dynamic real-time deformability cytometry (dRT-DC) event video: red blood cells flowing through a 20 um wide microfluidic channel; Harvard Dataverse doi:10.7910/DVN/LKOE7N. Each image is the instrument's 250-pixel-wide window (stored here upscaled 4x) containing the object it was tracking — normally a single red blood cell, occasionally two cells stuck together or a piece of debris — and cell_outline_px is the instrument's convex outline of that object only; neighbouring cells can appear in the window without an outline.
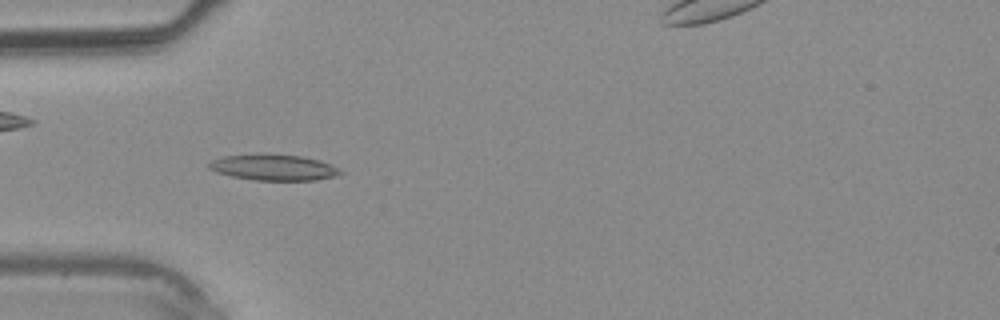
{"species": "common noctule bat (a hibernating species)", "species_latin": "Nyctalus noctula", "temperature_condition": "warm", "stored_images_in_passage": 27, "camera_frame_rate_fps": 3000, "um_per_image_px": 0.085, "animal": {"sex": "male", "body_mass_g": 20.4}, "frame": {"image": 1, "passage_image": 5, "time_ms": 1.333, "image_size_px": [1000, 320], "cell_outline_px": [[344, 172], [336, 176], [316, 180], [252, 180], [232, 176], [216, 172], [208, 168], [208, 164], [212, 160], [224, 156], [300, 156], [320, 160], [332, 164], [340, 168]], "centroid_in_image_um": [23.33, 14.27], "position_along_channel_um": 61.7, "area_um2": 19.25}}
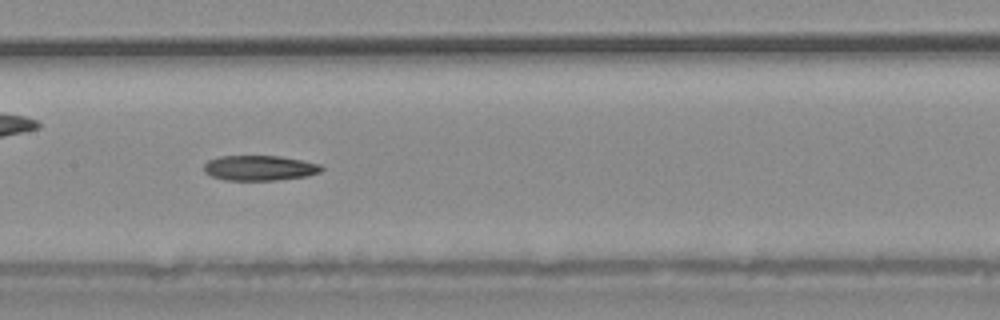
{"frame": {"image": 2, "passage_image": 12, "time_ms": 3.667, "image_size_px": [1000, 320], "cell_outline_px": [[324, 168], [320, 172], [308, 176], [276, 180], [224, 180], [212, 176], [204, 172], [204, 164], [208, 160], [220, 156], [280, 156], [320, 164]], "centroid_in_image_um": [22.06, 14.28], "position_along_channel_um": 185.3, "area_um2": 17.22}}